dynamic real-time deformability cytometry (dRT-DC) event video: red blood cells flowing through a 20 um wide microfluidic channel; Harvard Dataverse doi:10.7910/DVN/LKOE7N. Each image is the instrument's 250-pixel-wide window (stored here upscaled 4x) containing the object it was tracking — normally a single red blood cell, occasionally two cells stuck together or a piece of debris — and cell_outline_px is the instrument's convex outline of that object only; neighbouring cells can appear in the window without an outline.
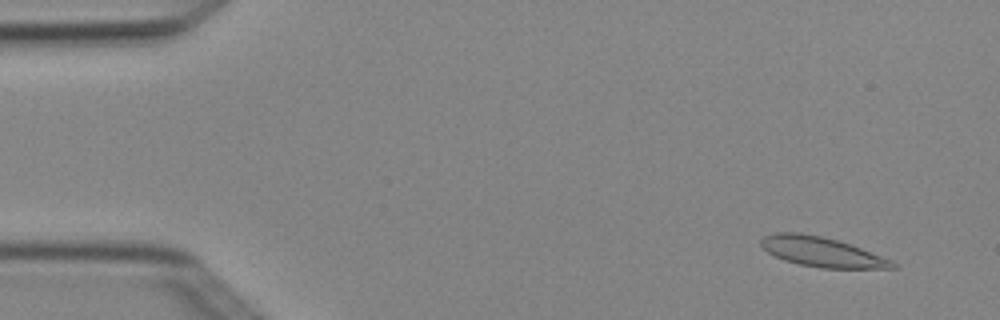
{"species": "Egyptian fruit bat (a non-hibernating species)", "species_latin": "Rousettus aegyptiacus", "temperature_condition": "cold", "stored_images_in_passage": 3, "camera_frame_rate_fps": 3000, "um_per_image_px": 0.085, "animal": {"sex": "female"}, "frame": {"image": 1, "passage_image": 1, "time_ms": 0.0, "image_size_px": [1000, 320], "cell_outline_px": [[900, 268], [820, 268], [800, 264], [784, 260], [768, 252], [760, 244], [760, 240], [764, 236], [776, 232], [800, 232], [820, 236], [836, 240], [860, 248], [892, 260]], "centroid_in_image_um": [69.84, 21.41], "position_along_channel_um": 15.2, "area_um2": 22.54}}
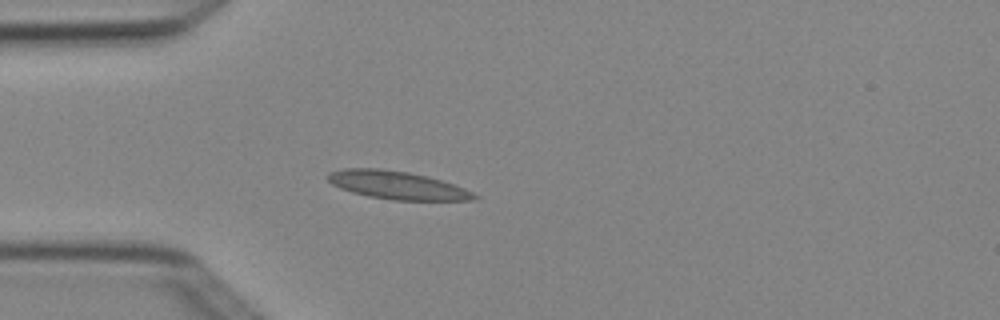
{"frame": {"image": 2, "passage_image": 3, "time_ms": 0.667, "image_size_px": [1000, 320], "cell_outline_px": [[480, 196], [476, 200], [392, 200], [368, 196], [352, 192], [340, 188], [332, 184], [324, 176], [328, 172], [344, 168], [380, 168], [408, 172], [440, 180], [464, 188]], "centroid_in_image_um": [33.71, 15.74], "position_along_channel_um": 51.3, "area_um2": 23.93}}